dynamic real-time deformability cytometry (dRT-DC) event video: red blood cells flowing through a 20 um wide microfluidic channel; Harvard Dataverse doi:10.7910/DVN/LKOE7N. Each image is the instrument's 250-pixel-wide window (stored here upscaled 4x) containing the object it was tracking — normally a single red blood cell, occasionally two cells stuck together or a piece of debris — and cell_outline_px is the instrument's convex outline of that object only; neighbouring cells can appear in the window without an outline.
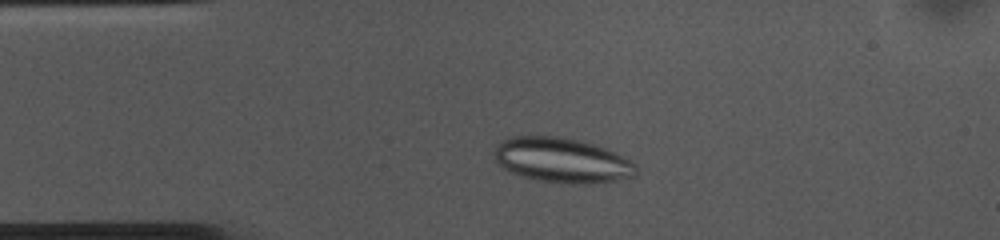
{"species": "common noctule bat (a hibernating species)", "species_latin": "Nyctalus noctula", "temperature_condition": "cold", "stored_images_in_passage": 41, "camera_frame_rate_fps": 3000, "um_per_image_px": 0.085, "animal": {"sex": "female", "body_mass_g": 10.0, "forearm_length_mm": 53.1}, "frame": {"image": 1, "passage_image": 1, "time_ms": 0.0, "image_size_px": [1000, 240], "cell_outline_px": [[636, 176], [616, 180], [592, 184], [568, 184], [540, 180], [520, 176], [504, 168], [496, 160], [492, 152], [508, 136], [528, 132], [560, 136], [584, 140], [596, 144], [616, 152], [632, 160], [636, 164]], "centroid_in_image_um": [47.77, 13.57], "position_along_channel_um": 37.2, "area_um2": 38.26}}
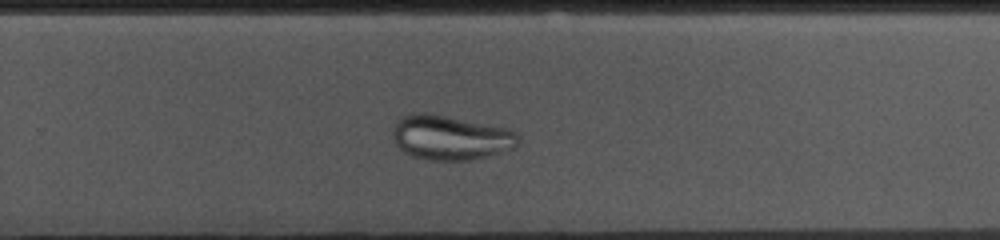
{"frame": {"image": 2, "passage_image": 24, "time_ms": 7.667, "image_size_px": [1000, 240], "cell_outline_px": [[520, 140], [512, 148], [500, 152], [468, 160], [428, 160], [412, 156], [404, 152], [396, 144], [392, 136], [392, 128], [396, 120], [412, 112], [424, 112], [508, 128], [516, 132], [520, 136]], "centroid_in_image_um": [38.24, 11.68], "position_along_channel_um": 291.6, "area_um2": 32.48}}
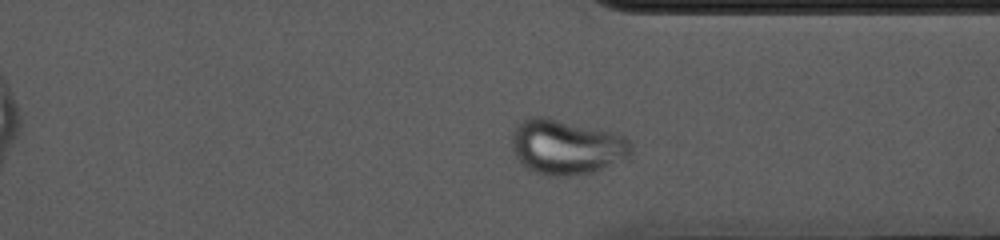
{"frame": {"image": 3, "passage_image": 30, "time_ms": 9.667, "image_size_px": [1000, 240], "cell_outline_px": [[632, 148], [628, 156], [596, 172], [572, 176], [548, 176], [536, 172], [528, 168], [516, 156], [512, 148], [512, 132], [516, 124], [520, 120], [528, 116], [548, 116], [616, 132], [624, 136], [628, 140]], "centroid_in_image_um": [48.13, 12.45], "position_along_channel_um": 363.3, "area_um2": 38.73}}